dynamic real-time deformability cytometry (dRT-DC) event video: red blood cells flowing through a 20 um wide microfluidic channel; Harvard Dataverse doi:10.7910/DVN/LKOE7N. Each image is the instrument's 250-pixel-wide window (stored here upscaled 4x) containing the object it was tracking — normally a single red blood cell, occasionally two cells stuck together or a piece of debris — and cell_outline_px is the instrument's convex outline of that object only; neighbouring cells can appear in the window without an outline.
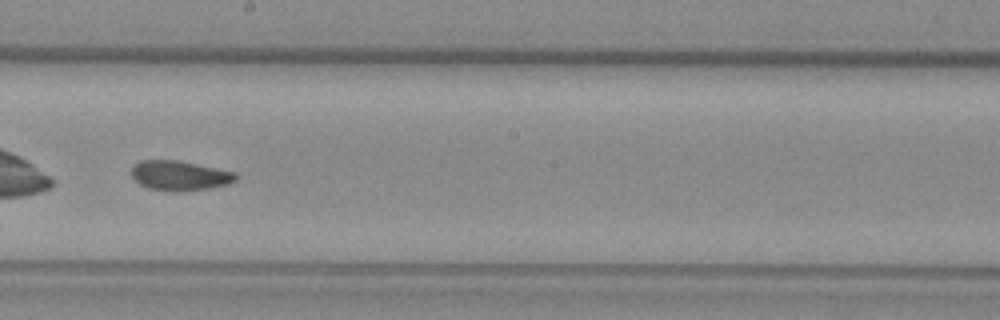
{"species": "common noctule bat (a hibernating species)", "species_latin": "Nyctalus noctula", "temperature_condition": "warm", "stored_images_in_passage": 37, "camera_frame_rate_fps": 3000, "um_per_image_px": 0.085, "animal": {"sex": "female", "body_mass_g": 29.2, "forearm_length_mm": 56.3}, "frame": {"image": 1, "passage_image": 16, "time_ms": 5.0, "image_size_px": [1000, 320], "cell_outline_px": [[236, 180], [228, 184], [208, 188], [172, 192], [148, 188], [140, 184], [132, 176], [132, 168], [140, 160], [176, 160], [236, 172]], "centroid_in_image_um": [15.26, 14.93], "position_along_channel_um": 232.9, "area_um2": 17.86}}
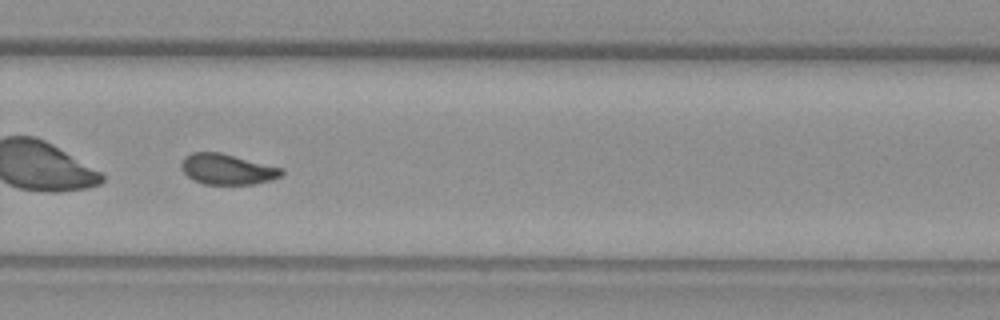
{"frame": {"image": 2, "passage_image": 22, "time_ms": 7.0, "image_size_px": [1000, 320], "cell_outline_px": [[284, 172], [280, 176], [272, 180], [256, 184], [204, 184], [192, 180], [180, 168], [180, 164], [184, 156], [192, 152], [220, 152], [284, 168]], "centroid_in_image_um": [19.31, 14.38], "position_along_channel_um": 310.5, "area_um2": 18.09}, "authors_computed_cell_mechanics": {"area_um2": 18.3804, "velocity_mm_per_s": 3.8932, "shape_relaxation_time_tau1_ms": null, "shape_relaxation_time_tau2_ms": 2.3383, "deformation_change_tau1": null, "deformation_change_tau2": 0.0752}}